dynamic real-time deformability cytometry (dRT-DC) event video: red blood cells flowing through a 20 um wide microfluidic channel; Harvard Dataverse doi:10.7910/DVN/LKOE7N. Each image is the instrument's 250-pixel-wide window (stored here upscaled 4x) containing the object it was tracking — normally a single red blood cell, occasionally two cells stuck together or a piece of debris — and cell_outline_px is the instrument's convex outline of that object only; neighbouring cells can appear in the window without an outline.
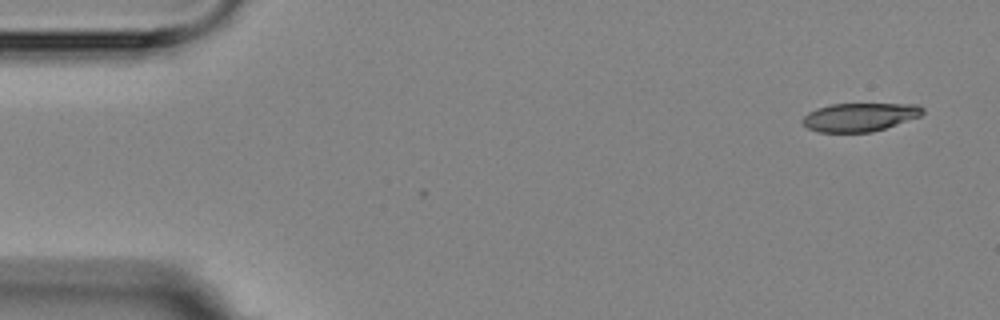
{"species": "Egyptian fruit bat (a non-hibernating species)", "species_latin": "Rousettus aegyptiacus", "temperature_condition": "room temperature", "stored_images_in_passage": 2, "camera_frame_rate_fps": 3000, "um_per_image_px": 0.085, "animal": {"sex": "female"}, "frame": {"image": 1, "passage_image": 1, "time_ms": 0.0, "image_size_px": [1000, 320], "cell_outline_px": [[924, 112], [920, 116], [872, 132], [820, 132], [808, 128], [800, 120], [808, 112], [816, 108], [832, 104], [916, 104], [924, 108]], "centroid_in_image_um": [73.05, 9.95], "position_along_channel_um": 12.0, "area_um2": 19.77}}